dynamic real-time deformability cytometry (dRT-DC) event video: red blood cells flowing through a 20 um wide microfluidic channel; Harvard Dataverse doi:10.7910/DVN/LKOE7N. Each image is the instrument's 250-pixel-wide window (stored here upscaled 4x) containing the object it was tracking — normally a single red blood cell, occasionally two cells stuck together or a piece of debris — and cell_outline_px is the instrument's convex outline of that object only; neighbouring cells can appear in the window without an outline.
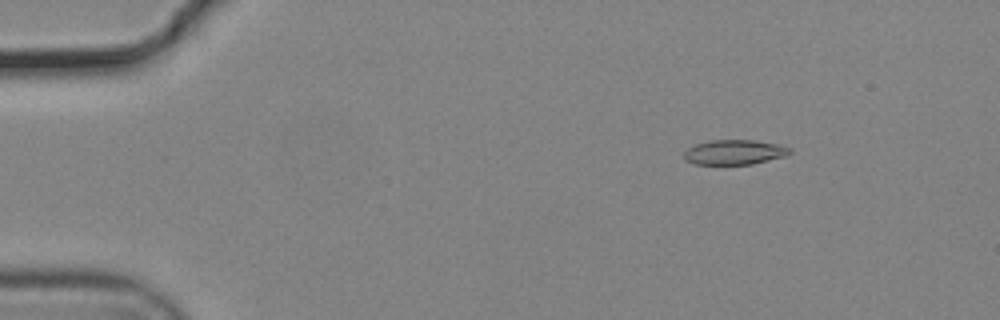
{"species": "common noctule bat (a hibernating species)", "species_latin": "Nyctalus noctula", "temperature_condition": "cold", "stored_images_in_passage": 55, "camera_frame_rate_fps": 3000, "um_per_image_px": 0.085, "animal": {"sex": "male", "body_mass_g": 19.2, "forearm_length_mm": 51.8}, "frame": {"image": 1, "passage_image": 8, "time_ms": 2.333, "image_size_px": [1000, 320], "cell_outline_px": [[792, 152], [784, 156], [752, 164], [696, 164], [684, 160], [684, 152], [688, 148], [696, 144], [712, 140], [752, 140], [776, 144], [792, 148]], "centroid_in_image_um": [62.41, 12.94], "position_along_channel_um": 22.6, "area_um2": 15.14}}
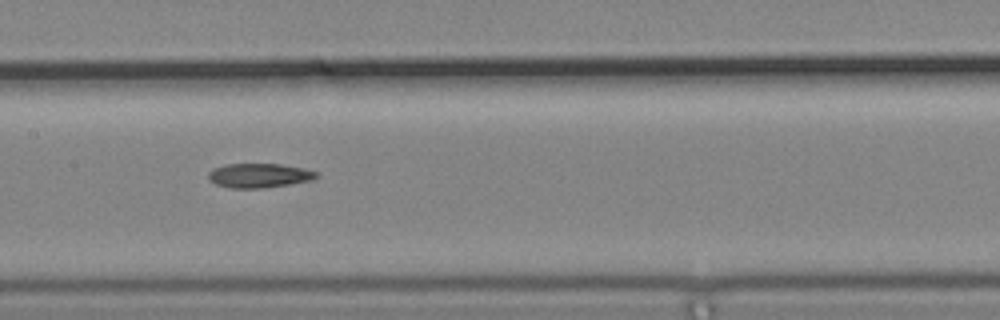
{"frame": {"image": 2, "passage_image": 28, "time_ms": 9.0, "image_size_px": [1000, 320], "cell_outline_px": [[316, 176], [308, 180], [288, 184], [264, 188], [228, 188], [216, 184], [208, 180], [208, 172], [212, 168], [224, 164], [280, 164], [300, 168], [316, 172]], "centroid_in_image_um": [21.89, 14.92], "position_along_channel_um": 185.5, "area_um2": 15.09}}
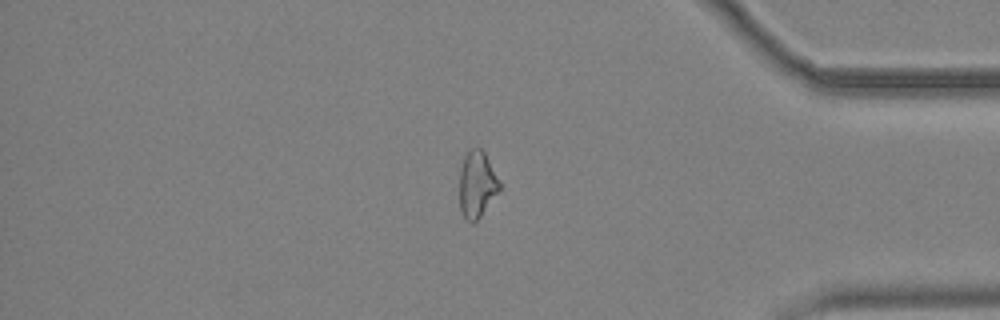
{"frame": {"image": 3, "passage_image": 47, "time_ms": 15.333, "image_size_px": [1000, 320], "cell_outline_px": [[500, 188], [480, 216], [472, 224], [464, 216], [460, 208], [460, 168], [464, 156], [472, 148], [480, 148], [484, 152], [500, 184]], "centroid_in_image_um": [40.51, 15.66], "position_along_channel_um": 394.7, "area_um2": 14.97}}